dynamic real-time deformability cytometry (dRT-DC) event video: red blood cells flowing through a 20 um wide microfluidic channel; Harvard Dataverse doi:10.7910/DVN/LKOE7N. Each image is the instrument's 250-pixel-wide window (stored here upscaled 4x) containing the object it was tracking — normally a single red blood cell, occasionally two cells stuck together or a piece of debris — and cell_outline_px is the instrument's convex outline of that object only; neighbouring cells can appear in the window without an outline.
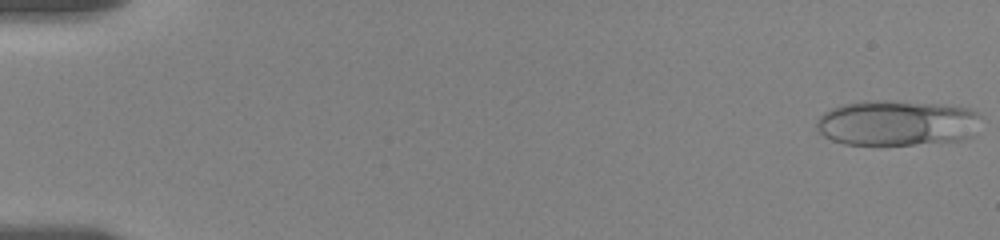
{"species": "human", "species_latin": "Homo sapiens", "temperature_condition": "room temperature", "stored_images_in_passage": 20, "camera_frame_rate_fps": 3000, "um_per_image_px": 0.085, "donor": {"sex": "female"}, "frame": {"image": 1, "passage_image": 1, "time_ms": 0.0, "image_size_px": [1000, 240], "cell_outline_px": [[984, 116], [976, 136], [960, 140], [912, 144], [844, 144], [832, 140], [816, 132], [816, 120], [824, 112], [832, 108], [844, 104], [860, 100], [888, 100], [944, 104], [968, 108]], "centroid_in_image_um": [76.3, 10.44], "position_along_channel_um": 8.7, "area_um2": 44.39}}
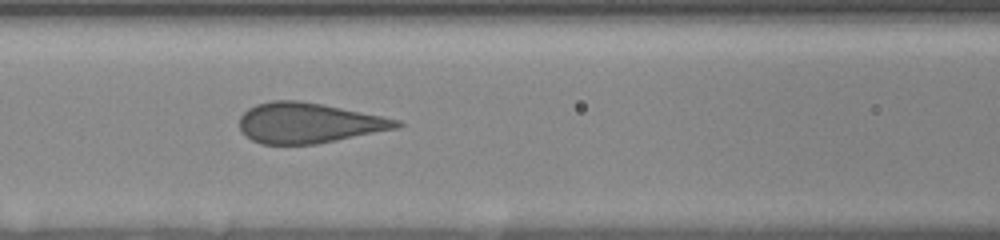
{"frame": {"image": 2, "passage_image": 14, "time_ms": 8.0, "image_size_px": [1000, 240], "cell_outline_px": [[404, 124], [400, 128], [316, 144], [260, 144], [244, 136], [240, 132], [240, 116], [248, 108], [256, 104], [272, 100], [300, 100], [324, 104], [400, 120]], "centroid_in_image_um": [26.22, 10.45], "position_along_channel_um": 140.4, "area_um2": 37.17}}
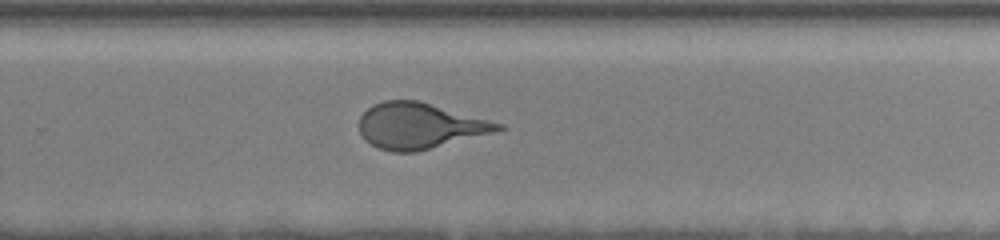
{"frame": {"image": 3, "passage_image": 20, "time_ms": 12.333, "image_size_px": [1000, 240], "cell_outline_px": [[508, 128], [416, 152], [392, 152], [380, 148], [364, 140], [360, 132], [360, 116], [372, 104], [384, 100], [420, 100], [504, 124]], "centroid_in_image_um": [35.66, 10.68], "position_along_channel_um": 294.1, "area_um2": 36.99}}